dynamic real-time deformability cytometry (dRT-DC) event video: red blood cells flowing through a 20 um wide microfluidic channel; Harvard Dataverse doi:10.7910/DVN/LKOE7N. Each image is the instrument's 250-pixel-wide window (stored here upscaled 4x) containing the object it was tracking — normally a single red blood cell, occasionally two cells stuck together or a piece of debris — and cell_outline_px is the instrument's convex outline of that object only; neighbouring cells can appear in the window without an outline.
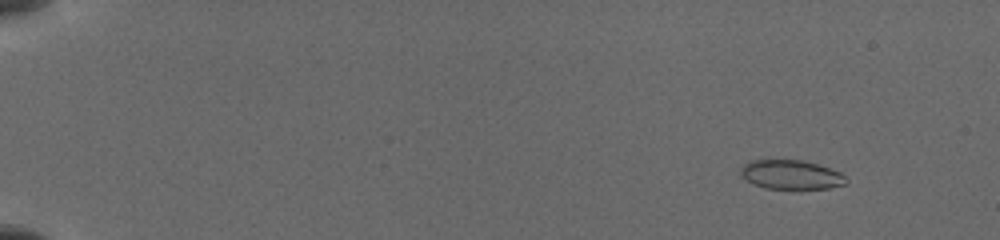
{"species": "common noctule bat (a hibernating species)", "species_latin": "Nyctalus noctula", "temperature_condition": "cold", "stored_images_in_passage": 28, "camera_frame_rate_fps": 3000, "um_per_image_px": 0.085, "animal": {"sex": "female", "body_mass_g": 19.5, "forearm_length_mm": 54.1}, "frame": {"image": 1, "passage_image": 9, "time_ms": 1.667, "image_size_px": [1000, 240], "cell_outline_px": [[848, 180], [844, 184], [828, 188], [768, 188], [756, 184], [748, 180], [740, 172], [740, 168], [744, 164], [752, 160], [800, 160], [816, 164], [840, 172]], "centroid_in_image_um": [67.25, 14.83], "position_along_channel_um": 17.8, "area_um2": 17.4}}
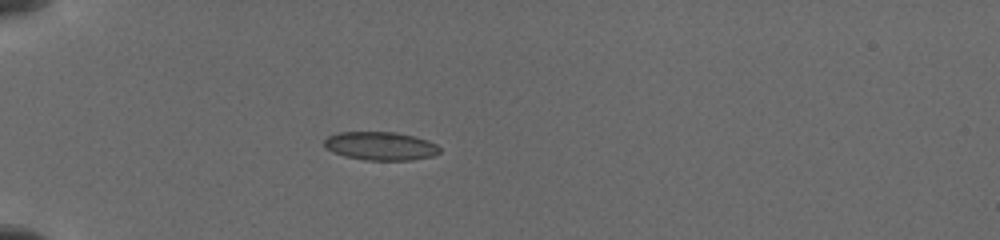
{"frame": {"image": 2, "passage_image": 18, "time_ms": 5.667, "image_size_px": [1000, 240], "cell_outline_px": [[440, 152], [432, 156], [412, 160], [364, 160], [344, 156], [332, 152], [324, 144], [324, 140], [328, 136], [336, 132], [396, 132], [428, 140], [436, 144], [440, 148]], "centroid_in_image_um": [32.34, 12.41], "position_along_channel_um": 52.7, "area_um2": 19.13}}
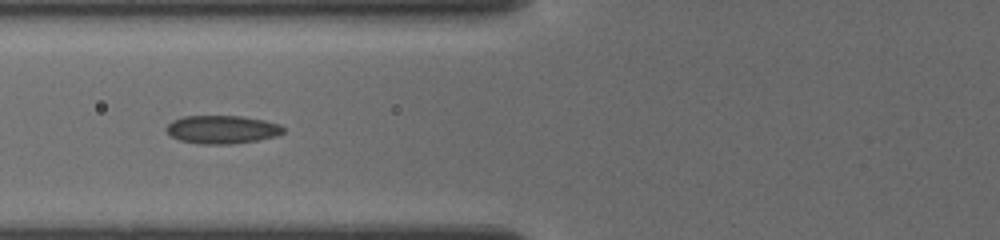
{"frame": {"image": 3, "passage_image": 27, "time_ms": 7.667, "image_size_px": [1000, 240], "cell_outline_px": [[284, 132], [276, 136], [256, 140], [232, 144], [200, 144], [180, 140], [172, 136], [164, 128], [172, 120], [184, 116], [244, 116], [264, 120], [280, 124], [284, 128]], "centroid_in_image_um": [18.88, 11.0], "position_along_channel_um": 106.9, "area_um2": 19.25}}